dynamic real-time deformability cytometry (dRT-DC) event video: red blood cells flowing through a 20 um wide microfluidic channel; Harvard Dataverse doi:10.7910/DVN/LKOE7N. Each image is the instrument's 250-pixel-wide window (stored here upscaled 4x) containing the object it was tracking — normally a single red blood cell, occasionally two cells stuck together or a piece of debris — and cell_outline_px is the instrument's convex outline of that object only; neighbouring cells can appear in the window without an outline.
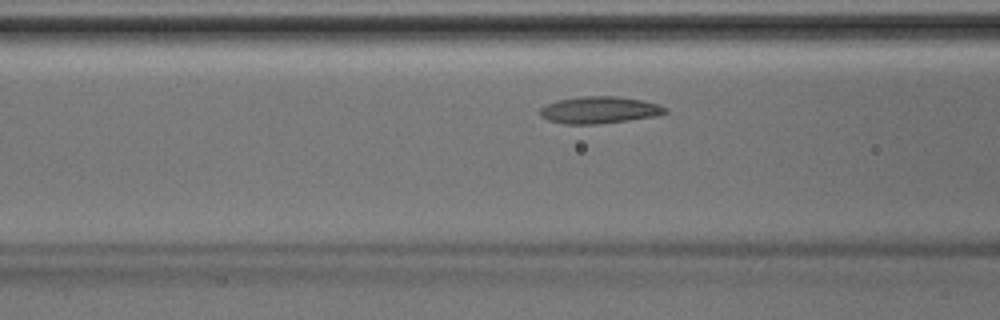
{"species": "Egyptian fruit bat (a non-hibernating species)", "species_latin": "Rousettus aegyptiacus", "temperature_condition": "room temperature", "stored_images_in_passage": 32, "camera_frame_rate_fps": 3000, "um_per_image_px": 0.085, "animal": {"sex": "male"}, "frame": {"image": 1, "passage_image": 5, "time_ms": 1.333, "image_size_px": [1000, 320], "cell_outline_px": [[668, 112], [656, 116], [600, 124], [564, 124], [548, 120], [540, 116], [540, 108], [544, 104], [556, 100], [580, 96], [616, 96], [640, 100], [660, 104], [668, 108]], "centroid_in_image_um": [50.93, 9.35], "position_along_channel_um": 115.7, "area_um2": 19.88}}
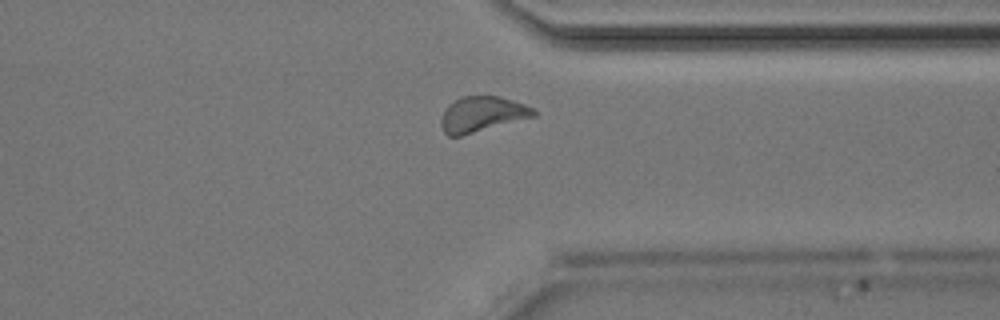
{"frame": {"image": 2, "passage_image": 22, "time_ms": 7.0, "image_size_px": [1000, 320], "cell_outline_px": [[536, 116], [460, 136], [448, 136], [444, 132], [440, 124], [440, 120], [448, 104], [460, 96], [500, 96], [536, 108]], "centroid_in_image_um": [40.97, 9.7], "position_along_channel_um": 370.4, "area_um2": 19.13}}
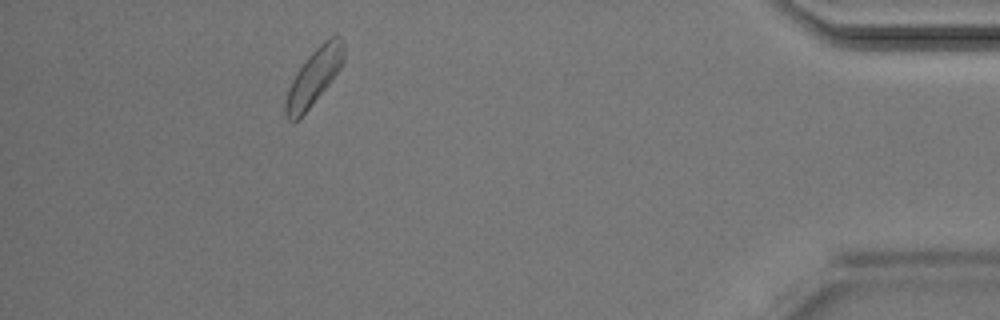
{"frame": {"image": 3, "passage_image": 28, "time_ms": 9.0, "image_size_px": [1000, 320], "cell_outline_px": [[344, 64], [312, 104], [292, 124], [288, 120], [284, 112], [284, 104], [292, 80], [296, 72], [304, 60], [328, 36], [336, 32], [344, 40]], "centroid_in_image_um": [26.71, 6.47], "position_along_channel_um": 408.5, "area_um2": 19.07}}